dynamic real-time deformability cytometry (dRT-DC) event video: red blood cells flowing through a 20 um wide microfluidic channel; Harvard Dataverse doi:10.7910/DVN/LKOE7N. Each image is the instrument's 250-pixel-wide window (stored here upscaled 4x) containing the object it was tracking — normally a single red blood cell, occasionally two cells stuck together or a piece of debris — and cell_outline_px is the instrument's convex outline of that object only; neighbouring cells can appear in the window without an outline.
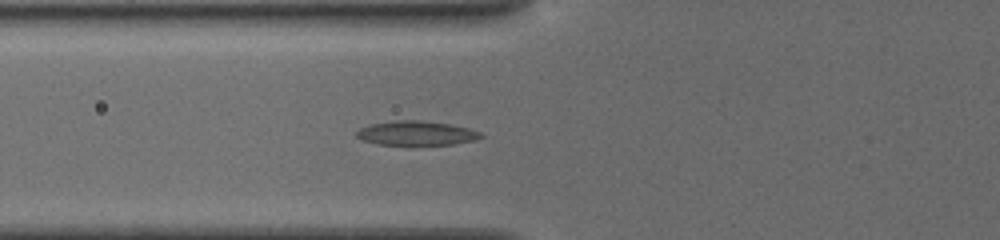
{"species": "common noctule bat (a hibernating species)", "species_latin": "Nyctalus noctula", "temperature_condition": "cold", "stored_images_in_passage": 18, "camera_frame_rate_fps": 3000, "um_per_image_px": 0.085, "animal": {"sex": "female", "body_mass_g": 19.5, "forearm_length_mm": 54.1}, "frame": {"image": 1, "passage_image": 16, "time_ms": 7.667, "image_size_px": [1000, 240], "cell_outline_px": [[484, 136], [476, 140], [452, 144], [376, 144], [360, 140], [356, 136], [356, 132], [360, 128], [368, 124], [396, 120], [420, 120], [448, 124], [468, 128], [480, 132]], "centroid_in_image_um": [35.35, 11.31], "position_along_channel_um": 90.5, "area_um2": 17.51}}
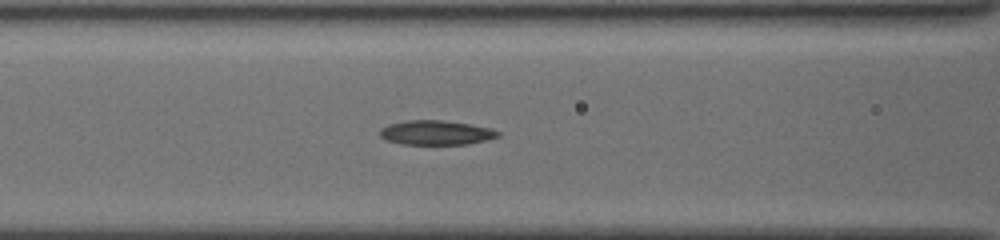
{"frame": {"image": 2, "passage_image": 18, "time_ms": 8.667, "image_size_px": [1000, 240], "cell_outline_px": [[500, 136], [488, 140], [468, 144], [400, 144], [388, 140], [380, 136], [380, 128], [388, 124], [404, 120], [444, 120], [492, 128], [500, 132]], "centroid_in_image_um": [37.08, 11.27], "position_along_channel_um": 129.5, "area_um2": 16.94}}